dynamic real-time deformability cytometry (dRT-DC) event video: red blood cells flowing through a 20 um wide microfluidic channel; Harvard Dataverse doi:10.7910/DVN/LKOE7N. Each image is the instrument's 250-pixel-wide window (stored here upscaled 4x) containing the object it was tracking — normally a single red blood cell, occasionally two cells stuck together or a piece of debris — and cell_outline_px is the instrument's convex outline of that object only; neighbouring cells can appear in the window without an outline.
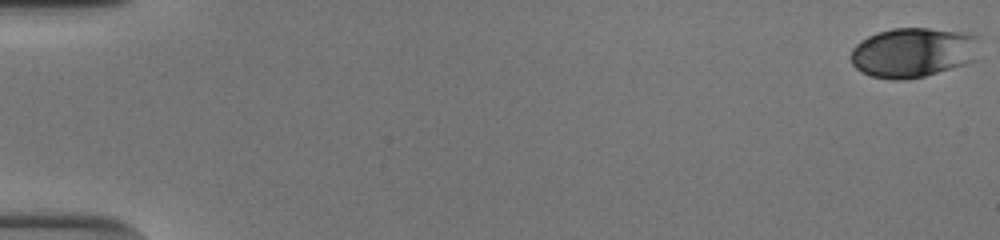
{"species": "human", "species_latin": "Homo sapiens", "temperature_condition": "cold", "stored_images_in_passage": 54, "camera_frame_rate_fps": 3000, "um_per_image_px": 0.085, "donor": {"sex": "male"}, "frame": {"image": 1, "passage_image": 1, "time_ms": 0.0, "image_size_px": [1000, 240], "cell_outline_px": [[980, 36], [976, 60], [964, 64], [924, 76], [904, 80], [892, 80], [872, 76], [860, 72], [852, 64], [852, 48], [860, 40], [868, 36], [892, 28], [928, 28], [968, 32]], "centroid_in_image_um": [77.65, 4.45], "position_along_channel_um": 7.4, "area_um2": 37.63}}
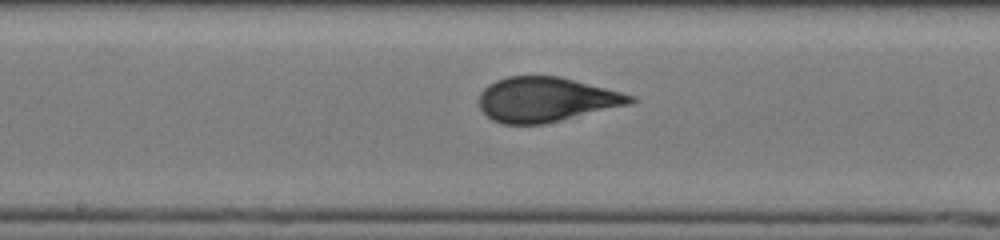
{"frame": {"image": 2, "passage_image": 30, "time_ms": 9.667, "image_size_px": [1000, 240], "cell_outline_px": [[636, 100], [628, 104], [544, 124], [504, 124], [492, 120], [480, 108], [480, 92], [488, 84], [496, 80], [508, 76], [560, 76], [636, 96]], "centroid_in_image_um": [46.39, 8.45], "position_along_channel_um": 201.8, "area_um2": 39.02}}
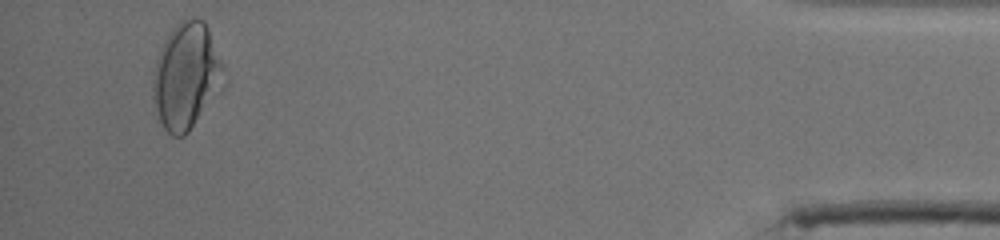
{"frame": {"image": 3, "passage_image": 52, "time_ms": 17.0, "image_size_px": [1000, 240], "cell_outline_px": [[228, 84], [188, 132], [184, 136], [172, 136], [156, 120], [152, 100], [152, 72], [160, 48], [168, 32], [180, 20], [192, 16], [196, 16], [204, 20], [208, 28], [220, 60]], "centroid_in_image_um": [15.82, 6.49], "position_along_channel_um": 419.4, "area_um2": 45.08}, "authors_computed_cell_mechanics": {"area_um2": 38.9861, "velocity_mm_per_s": 3.8558, "shape_relaxation_time_tau1_ms": 5.0523, "shape_relaxation_time_tau2_ms": null, "deformation_change_tau1": 0.1527, "deformation_change_tau2": null}}